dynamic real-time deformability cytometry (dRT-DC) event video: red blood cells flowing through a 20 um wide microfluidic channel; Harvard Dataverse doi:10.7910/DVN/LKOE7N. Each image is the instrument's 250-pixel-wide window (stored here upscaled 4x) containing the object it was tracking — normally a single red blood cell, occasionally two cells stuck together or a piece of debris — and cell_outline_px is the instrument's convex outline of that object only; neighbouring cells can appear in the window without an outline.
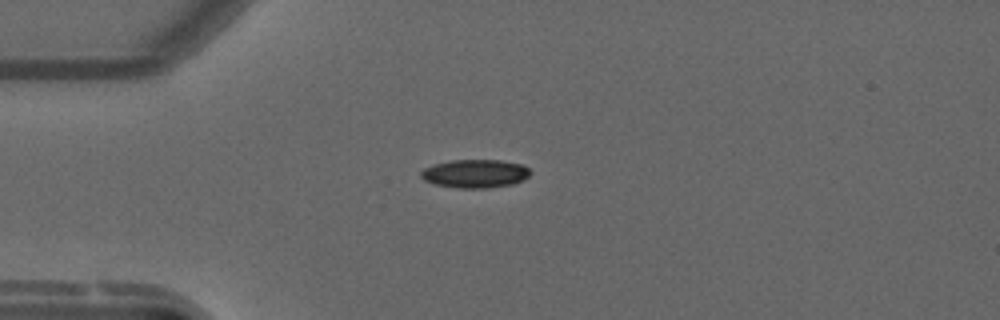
{"species": "common noctule bat (a hibernating species)", "species_latin": "Nyctalus noctula", "temperature_condition": "warm", "stored_images_in_passage": 38, "camera_frame_rate_fps": 3000, "um_per_image_px": 0.085, "animal": {"sex": "male", "forearm_length_mm": 52.5}, "frame": {"image": 1, "passage_image": 1, "time_ms": 0.0, "image_size_px": [1000, 320], "cell_outline_px": [[532, 172], [528, 176], [512, 184], [488, 188], [456, 188], [432, 184], [424, 180], [420, 176], [420, 172], [424, 168], [432, 164], [452, 160], [500, 160], [520, 164], [528, 168]], "centroid_in_image_um": [40.33, 14.76], "position_along_channel_um": 44.7, "area_um2": 18.15}}
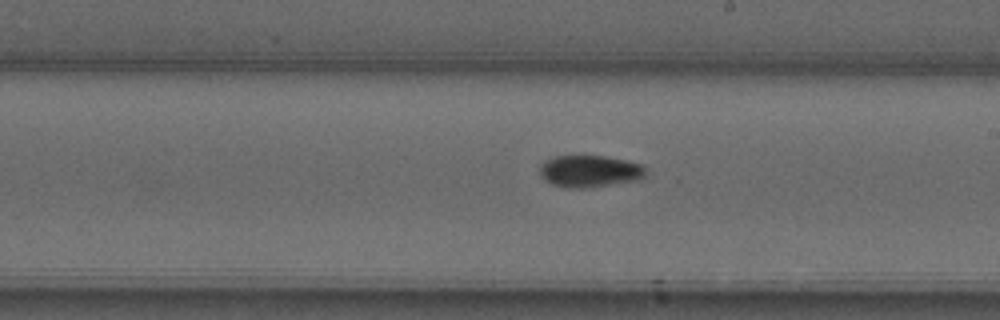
{"frame": {"image": 2, "passage_image": 18, "time_ms": 5.667, "image_size_px": [1000, 320], "cell_outline_px": [[648, 176], [640, 180], [588, 188], [564, 188], [552, 184], [544, 180], [540, 176], [540, 164], [556, 156], [604, 156], [624, 160], [640, 164], [644, 168]], "centroid_in_image_um": [50.13, 14.58], "position_along_channel_um": 238.9, "area_um2": 19.88}}
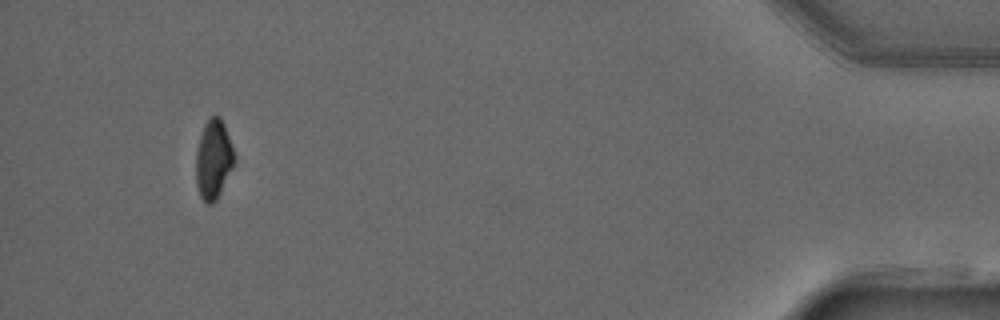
{"frame": {"image": 3, "passage_image": 38, "time_ms": 12.333, "image_size_px": [1000, 320], "cell_outline_px": [[236, 160], [216, 200], [212, 204], [208, 204], [200, 196], [196, 184], [196, 152], [200, 136], [204, 124], [212, 116], [220, 116], [224, 124]], "centroid_in_image_um": [18.13, 13.55], "position_along_channel_um": 417.1, "area_um2": 17.46}, "authors_computed_cell_mechanics": {"area_um2": 19.3052, "velocity_mm_per_s": 3.7734, "shape_relaxation_time_tau1_ms": null, "shape_relaxation_time_tau2_ms": 2.7845, "deformation_change_tau1": null, "deformation_change_tau2": 0.0533}}